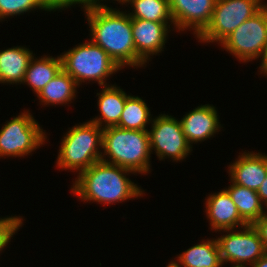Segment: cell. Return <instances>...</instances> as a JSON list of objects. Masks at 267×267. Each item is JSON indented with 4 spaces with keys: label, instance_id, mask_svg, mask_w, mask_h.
<instances>
[{
    "label": "cell",
    "instance_id": "cell-17",
    "mask_svg": "<svg viewBox=\"0 0 267 267\" xmlns=\"http://www.w3.org/2000/svg\"><path fill=\"white\" fill-rule=\"evenodd\" d=\"M33 53L25 47L0 51V83H23Z\"/></svg>",
    "mask_w": 267,
    "mask_h": 267
},
{
    "label": "cell",
    "instance_id": "cell-30",
    "mask_svg": "<svg viewBox=\"0 0 267 267\" xmlns=\"http://www.w3.org/2000/svg\"><path fill=\"white\" fill-rule=\"evenodd\" d=\"M261 66H260V72L267 75V45H266V49L263 55V59H261Z\"/></svg>",
    "mask_w": 267,
    "mask_h": 267
},
{
    "label": "cell",
    "instance_id": "cell-10",
    "mask_svg": "<svg viewBox=\"0 0 267 267\" xmlns=\"http://www.w3.org/2000/svg\"><path fill=\"white\" fill-rule=\"evenodd\" d=\"M152 122V129L148 131L151 152L155 149L160 160L166 156L176 162L186 158L192 145L184 136L180 121L171 115L161 114Z\"/></svg>",
    "mask_w": 267,
    "mask_h": 267
},
{
    "label": "cell",
    "instance_id": "cell-15",
    "mask_svg": "<svg viewBox=\"0 0 267 267\" xmlns=\"http://www.w3.org/2000/svg\"><path fill=\"white\" fill-rule=\"evenodd\" d=\"M180 123L190 145L210 138L221 126L215 107L209 104L193 109L180 120Z\"/></svg>",
    "mask_w": 267,
    "mask_h": 267
},
{
    "label": "cell",
    "instance_id": "cell-22",
    "mask_svg": "<svg viewBox=\"0 0 267 267\" xmlns=\"http://www.w3.org/2000/svg\"><path fill=\"white\" fill-rule=\"evenodd\" d=\"M151 120L150 109L147 107L145 101L138 96H129L126 99L117 127L129 130L148 131L146 125Z\"/></svg>",
    "mask_w": 267,
    "mask_h": 267
},
{
    "label": "cell",
    "instance_id": "cell-3",
    "mask_svg": "<svg viewBox=\"0 0 267 267\" xmlns=\"http://www.w3.org/2000/svg\"><path fill=\"white\" fill-rule=\"evenodd\" d=\"M101 160L128 169L133 173L150 171V138L149 132L129 130L117 126L103 129ZM104 155V156H103ZM105 155L110 159L106 160Z\"/></svg>",
    "mask_w": 267,
    "mask_h": 267
},
{
    "label": "cell",
    "instance_id": "cell-24",
    "mask_svg": "<svg viewBox=\"0 0 267 267\" xmlns=\"http://www.w3.org/2000/svg\"><path fill=\"white\" fill-rule=\"evenodd\" d=\"M36 8L51 11L42 0H0V20Z\"/></svg>",
    "mask_w": 267,
    "mask_h": 267
},
{
    "label": "cell",
    "instance_id": "cell-12",
    "mask_svg": "<svg viewBox=\"0 0 267 267\" xmlns=\"http://www.w3.org/2000/svg\"><path fill=\"white\" fill-rule=\"evenodd\" d=\"M167 23L132 18V36L136 53L145 62L150 59L151 54L163 51L169 28Z\"/></svg>",
    "mask_w": 267,
    "mask_h": 267
},
{
    "label": "cell",
    "instance_id": "cell-5",
    "mask_svg": "<svg viewBox=\"0 0 267 267\" xmlns=\"http://www.w3.org/2000/svg\"><path fill=\"white\" fill-rule=\"evenodd\" d=\"M60 56L62 69L75 80L78 86L87 80H95L99 85L106 86L104 80L121 69L108 53L92 40L76 45Z\"/></svg>",
    "mask_w": 267,
    "mask_h": 267
},
{
    "label": "cell",
    "instance_id": "cell-4",
    "mask_svg": "<svg viewBox=\"0 0 267 267\" xmlns=\"http://www.w3.org/2000/svg\"><path fill=\"white\" fill-rule=\"evenodd\" d=\"M102 142L103 128L98 124L88 121L73 126L63 137L57 166L61 169L79 170L78 173L88 169L101 160L102 152L98 149L99 146L102 147Z\"/></svg>",
    "mask_w": 267,
    "mask_h": 267
},
{
    "label": "cell",
    "instance_id": "cell-8",
    "mask_svg": "<svg viewBox=\"0 0 267 267\" xmlns=\"http://www.w3.org/2000/svg\"><path fill=\"white\" fill-rule=\"evenodd\" d=\"M46 135L27 111L11 119L0 130V156L23 157L45 143Z\"/></svg>",
    "mask_w": 267,
    "mask_h": 267
},
{
    "label": "cell",
    "instance_id": "cell-18",
    "mask_svg": "<svg viewBox=\"0 0 267 267\" xmlns=\"http://www.w3.org/2000/svg\"><path fill=\"white\" fill-rule=\"evenodd\" d=\"M62 70L61 56L42 57L41 59L31 58L23 83L30 85L32 90L38 93Z\"/></svg>",
    "mask_w": 267,
    "mask_h": 267
},
{
    "label": "cell",
    "instance_id": "cell-2",
    "mask_svg": "<svg viewBox=\"0 0 267 267\" xmlns=\"http://www.w3.org/2000/svg\"><path fill=\"white\" fill-rule=\"evenodd\" d=\"M131 172L100 160L80 172L71 189L84 201L103 202V204L123 202L144 193L126 177V174Z\"/></svg>",
    "mask_w": 267,
    "mask_h": 267
},
{
    "label": "cell",
    "instance_id": "cell-28",
    "mask_svg": "<svg viewBox=\"0 0 267 267\" xmlns=\"http://www.w3.org/2000/svg\"><path fill=\"white\" fill-rule=\"evenodd\" d=\"M116 1L121 2L122 5H123V4L126 3L127 0H116ZM99 3H100L99 0H78V4H82L84 6L83 8H86V7L106 6V4L104 5V4H101V3L99 4Z\"/></svg>",
    "mask_w": 267,
    "mask_h": 267
},
{
    "label": "cell",
    "instance_id": "cell-32",
    "mask_svg": "<svg viewBox=\"0 0 267 267\" xmlns=\"http://www.w3.org/2000/svg\"><path fill=\"white\" fill-rule=\"evenodd\" d=\"M180 263V261L178 262V259H177V262L175 261H171L169 264H168V266H166V267H182V265H180L179 264Z\"/></svg>",
    "mask_w": 267,
    "mask_h": 267
},
{
    "label": "cell",
    "instance_id": "cell-23",
    "mask_svg": "<svg viewBox=\"0 0 267 267\" xmlns=\"http://www.w3.org/2000/svg\"><path fill=\"white\" fill-rule=\"evenodd\" d=\"M127 2L134 7V13H128L130 18L173 23L169 0H127Z\"/></svg>",
    "mask_w": 267,
    "mask_h": 267
},
{
    "label": "cell",
    "instance_id": "cell-19",
    "mask_svg": "<svg viewBox=\"0 0 267 267\" xmlns=\"http://www.w3.org/2000/svg\"><path fill=\"white\" fill-rule=\"evenodd\" d=\"M232 201L235 203L241 218L249 225H252L263 214V205L257 191L239 186L232 182L228 189H225Z\"/></svg>",
    "mask_w": 267,
    "mask_h": 267
},
{
    "label": "cell",
    "instance_id": "cell-1",
    "mask_svg": "<svg viewBox=\"0 0 267 267\" xmlns=\"http://www.w3.org/2000/svg\"><path fill=\"white\" fill-rule=\"evenodd\" d=\"M91 40L122 68L142 66L146 62L136 53L132 36V18L107 6L86 7Z\"/></svg>",
    "mask_w": 267,
    "mask_h": 267
},
{
    "label": "cell",
    "instance_id": "cell-29",
    "mask_svg": "<svg viewBox=\"0 0 267 267\" xmlns=\"http://www.w3.org/2000/svg\"><path fill=\"white\" fill-rule=\"evenodd\" d=\"M257 194L260 197V200L264 205L267 206V176L263 183L261 184L260 188L257 190Z\"/></svg>",
    "mask_w": 267,
    "mask_h": 267
},
{
    "label": "cell",
    "instance_id": "cell-20",
    "mask_svg": "<svg viewBox=\"0 0 267 267\" xmlns=\"http://www.w3.org/2000/svg\"><path fill=\"white\" fill-rule=\"evenodd\" d=\"M183 267H221L220 249L217 239L202 241L178 256Z\"/></svg>",
    "mask_w": 267,
    "mask_h": 267
},
{
    "label": "cell",
    "instance_id": "cell-6",
    "mask_svg": "<svg viewBox=\"0 0 267 267\" xmlns=\"http://www.w3.org/2000/svg\"><path fill=\"white\" fill-rule=\"evenodd\" d=\"M220 44L240 61L263 59L267 45V5L241 23Z\"/></svg>",
    "mask_w": 267,
    "mask_h": 267
},
{
    "label": "cell",
    "instance_id": "cell-16",
    "mask_svg": "<svg viewBox=\"0 0 267 267\" xmlns=\"http://www.w3.org/2000/svg\"><path fill=\"white\" fill-rule=\"evenodd\" d=\"M100 118H94L90 122L98 124L101 128L117 126L124 109L127 95L123 89L114 85L103 86L101 93H97ZM105 122V125H102ZM103 126V127H102Z\"/></svg>",
    "mask_w": 267,
    "mask_h": 267
},
{
    "label": "cell",
    "instance_id": "cell-13",
    "mask_svg": "<svg viewBox=\"0 0 267 267\" xmlns=\"http://www.w3.org/2000/svg\"><path fill=\"white\" fill-rule=\"evenodd\" d=\"M228 168L231 182L257 191L267 176V155L244 152Z\"/></svg>",
    "mask_w": 267,
    "mask_h": 267
},
{
    "label": "cell",
    "instance_id": "cell-21",
    "mask_svg": "<svg viewBox=\"0 0 267 267\" xmlns=\"http://www.w3.org/2000/svg\"><path fill=\"white\" fill-rule=\"evenodd\" d=\"M77 83L63 69L38 93L37 97L45 105L67 104L76 96Z\"/></svg>",
    "mask_w": 267,
    "mask_h": 267
},
{
    "label": "cell",
    "instance_id": "cell-31",
    "mask_svg": "<svg viewBox=\"0 0 267 267\" xmlns=\"http://www.w3.org/2000/svg\"><path fill=\"white\" fill-rule=\"evenodd\" d=\"M252 267H267V255L260 257Z\"/></svg>",
    "mask_w": 267,
    "mask_h": 267
},
{
    "label": "cell",
    "instance_id": "cell-9",
    "mask_svg": "<svg viewBox=\"0 0 267 267\" xmlns=\"http://www.w3.org/2000/svg\"><path fill=\"white\" fill-rule=\"evenodd\" d=\"M224 231L229 233L217 238L222 264L231 262L235 264L233 267H246L244 264L248 261L252 266L265 255L263 243L253 225L248 224L243 231Z\"/></svg>",
    "mask_w": 267,
    "mask_h": 267
},
{
    "label": "cell",
    "instance_id": "cell-27",
    "mask_svg": "<svg viewBox=\"0 0 267 267\" xmlns=\"http://www.w3.org/2000/svg\"><path fill=\"white\" fill-rule=\"evenodd\" d=\"M43 3L51 10L68 8L73 4H78V0H42Z\"/></svg>",
    "mask_w": 267,
    "mask_h": 267
},
{
    "label": "cell",
    "instance_id": "cell-26",
    "mask_svg": "<svg viewBox=\"0 0 267 267\" xmlns=\"http://www.w3.org/2000/svg\"><path fill=\"white\" fill-rule=\"evenodd\" d=\"M252 225L259 233L265 254L267 255V212L263 214L258 220H256Z\"/></svg>",
    "mask_w": 267,
    "mask_h": 267
},
{
    "label": "cell",
    "instance_id": "cell-25",
    "mask_svg": "<svg viewBox=\"0 0 267 267\" xmlns=\"http://www.w3.org/2000/svg\"><path fill=\"white\" fill-rule=\"evenodd\" d=\"M23 219L20 217H7L0 219V251L10 242L11 237L21 227Z\"/></svg>",
    "mask_w": 267,
    "mask_h": 267
},
{
    "label": "cell",
    "instance_id": "cell-11",
    "mask_svg": "<svg viewBox=\"0 0 267 267\" xmlns=\"http://www.w3.org/2000/svg\"><path fill=\"white\" fill-rule=\"evenodd\" d=\"M216 0H169L174 26L192 28L197 37L210 23Z\"/></svg>",
    "mask_w": 267,
    "mask_h": 267
},
{
    "label": "cell",
    "instance_id": "cell-7",
    "mask_svg": "<svg viewBox=\"0 0 267 267\" xmlns=\"http://www.w3.org/2000/svg\"><path fill=\"white\" fill-rule=\"evenodd\" d=\"M261 0H216L210 23L197 37L201 42L221 43L241 23L263 6Z\"/></svg>",
    "mask_w": 267,
    "mask_h": 267
},
{
    "label": "cell",
    "instance_id": "cell-14",
    "mask_svg": "<svg viewBox=\"0 0 267 267\" xmlns=\"http://www.w3.org/2000/svg\"><path fill=\"white\" fill-rule=\"evenodd\" d=\"M206 216L211 222V229L215 231L235 229L248 224L241 218L235 203L229 193L224 189L207 197Z\"/></svg>",
    "mask_w": 267,
    "mask_h": 267
}]
</instances>
